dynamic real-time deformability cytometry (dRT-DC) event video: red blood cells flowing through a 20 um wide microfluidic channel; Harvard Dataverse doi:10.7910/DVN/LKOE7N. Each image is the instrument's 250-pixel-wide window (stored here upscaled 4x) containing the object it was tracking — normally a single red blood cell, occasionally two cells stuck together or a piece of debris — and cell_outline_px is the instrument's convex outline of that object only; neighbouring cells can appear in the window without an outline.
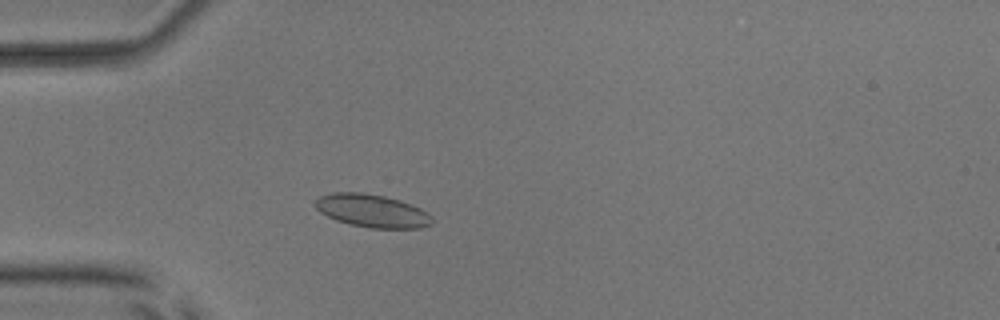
{"species": "common noctule bat (a hibernating species)", "species_latin": "Nyctalus noctula", "temperature_condition": "room temperature", "stored_images_in_passage": 51, "camera_frame_rate_fps": 3000, "um_per_image_px": 0.085, "animal": {"sex": "male", "body_mass_g": 17.9, "forearm_length_mm": 54.2}, "frame": {"image": 1, "passage_image": 13, "time_ms": 4.0, "image_size_px": [1000, 320], "cell_outline_px": [[432, 224], [420, 228], [372, 228], [352, 224], [336, 220], [320, 212], [316, 208], [316, 200], [320, 196], [332, 192], [364, 192], [384, 196], [400, 200], [412, 204], [428, 212], [432, 216]], "centroid_in_image_um": [31.66, 17.91], "position_along_channel_um": 53.3, "area_um2": 22.43}}
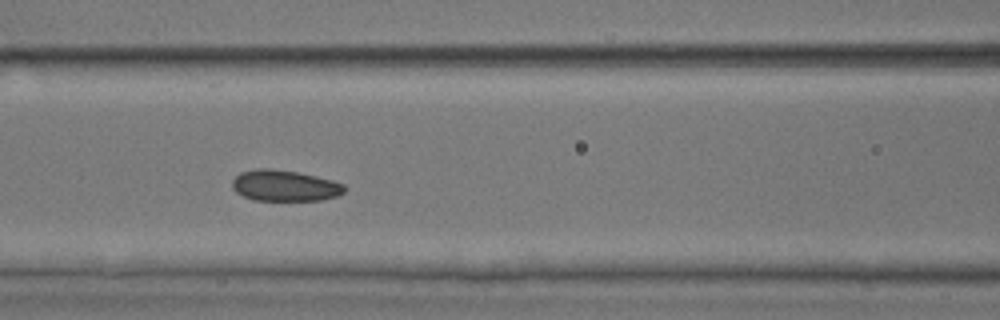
{"frame": {"image": 2, "passage_image": 21, "time_ms": 6.667, "image_size_px": [1000, 320], "cell_outline_px": [[348, 188], [344, 192], [336, 196], [320, 200], [252, 200], [236, 192], [232, 188], [232, 180], [240, 172], [256, 168], [272, 168], [296, 172], [316, 176], [332, 180], [344, 184]], "centroid_in_image_um": [24.19, 15.77], "position_along_channel_um": 142.4, "area_um2": 20.4}}
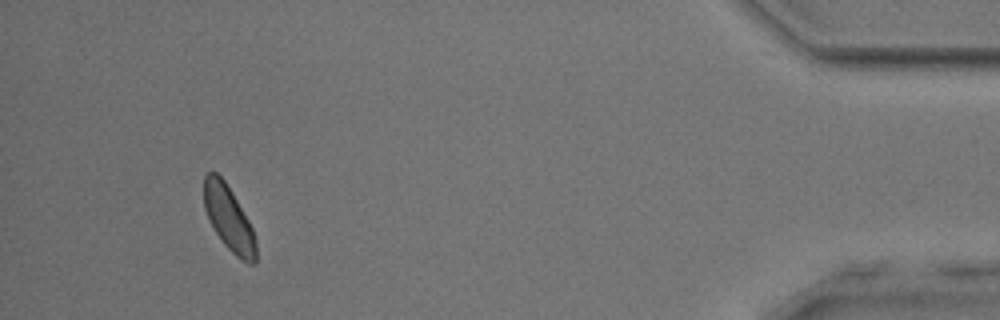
{"frame": {"image": 3, "passage_image": 48, "time_ms": 15.667, "image_size_px": [1000, 320], "cell_outline_px": [[256, 260], [252, 264], [248, 264], [240, 260], [224, 244], [208, 220], [204, 208], [204, 176], [208, 172], [216, 172], [224, 180], [232, 192], [248, 220], [252, 228], [256, 240]], "centroid_in_image_um": [19.44, 18.57], "position_along_channel_um": 415.8, "area_um2": 19.54}, "authors_computed_cell_mechanics": {"area_um2": 20.6346, "velocity_mm_per_s": 3.7725, "shape_relaxation_time_tau1_ms": 5.7583, "shape_relaxation_time_tau2_ms": 3.3064, "deformation_change_tau1": 0.115, "deformation_change_tau2": 0.0736}}